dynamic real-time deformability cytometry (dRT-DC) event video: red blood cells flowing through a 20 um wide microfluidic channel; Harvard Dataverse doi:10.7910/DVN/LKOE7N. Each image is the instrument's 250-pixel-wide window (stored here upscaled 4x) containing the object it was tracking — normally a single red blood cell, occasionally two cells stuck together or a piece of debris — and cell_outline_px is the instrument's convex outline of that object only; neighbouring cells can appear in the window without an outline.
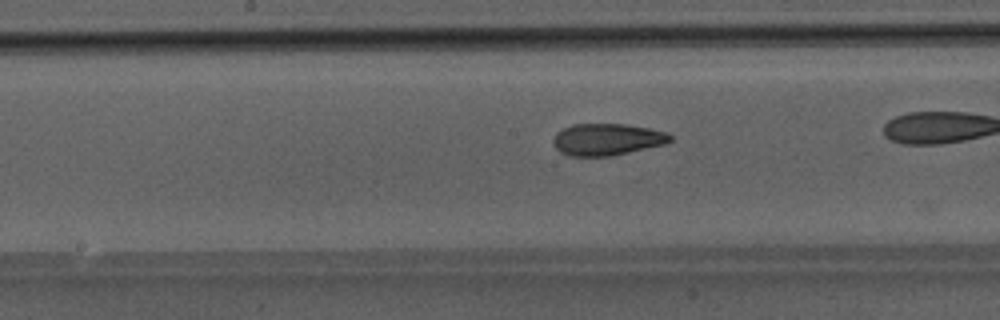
{"species": "Egyptian fruit bat (a non-hibernating species)", "species_latin": "Rousettus aegyptiacus", "temperature_condition": "room temperature", "stored_images_in_passage": 21, "camera_frame_rate_fps": 3000, "um_per_image_px": 0.085, "animal": {"sex": "male"}, "frame": {"image": 1, "passage_image": 10, "time_ms": 3.0, "image_size_px": [1000, 320], "cell_outline_px": [[672, 140], [664, 144], [628, 152], [608, 156], [568, 156], [560, 152], [552, 144], [552, 140], [556, 132], [572, 124], [624, 124], [648, 128], [668, 132], [672, 136]], "centroid_in_image_um": [51.56, 11.85], "position_along_channel_um": 196.6, "area_um2": 21.68}}